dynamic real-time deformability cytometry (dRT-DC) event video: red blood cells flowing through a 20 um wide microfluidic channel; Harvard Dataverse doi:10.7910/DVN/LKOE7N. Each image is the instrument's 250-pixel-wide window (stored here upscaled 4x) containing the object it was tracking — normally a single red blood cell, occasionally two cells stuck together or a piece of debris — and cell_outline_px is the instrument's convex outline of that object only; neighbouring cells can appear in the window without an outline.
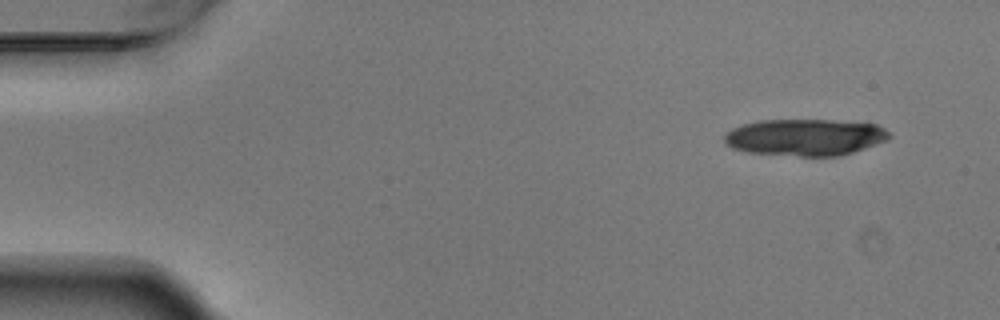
{"species": "Egyptian fruit bat (a non-hibernating species)", "species_latin": "Rousettus aegyptiacus", "temperature_condition": "warm", "stored_images_in_passage": 8, "camera_frame_rate_fps": 3000, "um_per_image_px": 0.085, "animal": {"sex": "male"}, "frame": {"image": 1, "passage_image": 1, "time_ms": 0.0, "image_size_px": [1000, 320], "cell_outline_px": [[892, 136], [884, 140], [864, 148], [840, 156], [800, 156], [748, 152], [732, 148], [724, 144], [724, 136], [732, 128], [744, 124], [760, 120], [832, 120], [876, 124], [884, 128]], "centroid_in_image_um": [68.4, 11.66], "position_along_channel_um": 16.6, "area_um2": 35.08}}
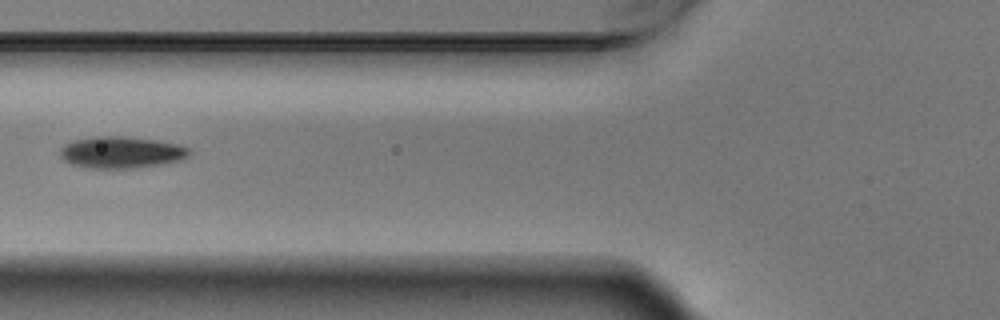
{"frame": {"image": 2, "passage_image": 5, "time_ms": 1.333, "image_size_px": [1000, 320], "cell_outline_px": [[188, 156], [180, 160], [132, 168], [88, 168], [72, 164], [64, 160], [60, 156], [60, 148], [64, 144], [76, 140], [96, 136], [124, 136], [156, 140], [180, 144], [188, 148]], "centroid_in_image_um": [10.27, 12.94], "position_along_channel_um": 115.5, "area_um2": 23.58}}
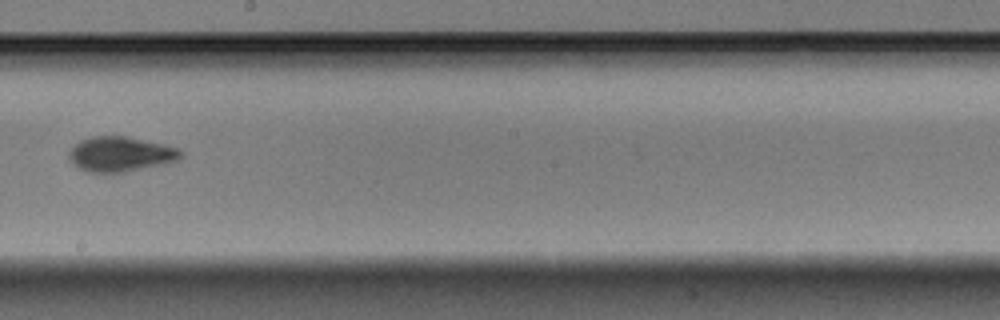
{"frame": {"image": 3, "passage_image": 8, "time_ms": 2.333, "image_size_px": [1000, 320], "cell_outline_px": [[184, 156], [180, 160], [168, 164], [124, 172], [88, 172], [72, 164], [68, 160], [68, 152], [80, 140], [92, 136], [128, 136], [164, 144], [180, 148], [184, 152]], "centroid_in_image_um": [10.3, 13.1], "position_along_channel_um": 237.9, "area_um2": 23.24}}